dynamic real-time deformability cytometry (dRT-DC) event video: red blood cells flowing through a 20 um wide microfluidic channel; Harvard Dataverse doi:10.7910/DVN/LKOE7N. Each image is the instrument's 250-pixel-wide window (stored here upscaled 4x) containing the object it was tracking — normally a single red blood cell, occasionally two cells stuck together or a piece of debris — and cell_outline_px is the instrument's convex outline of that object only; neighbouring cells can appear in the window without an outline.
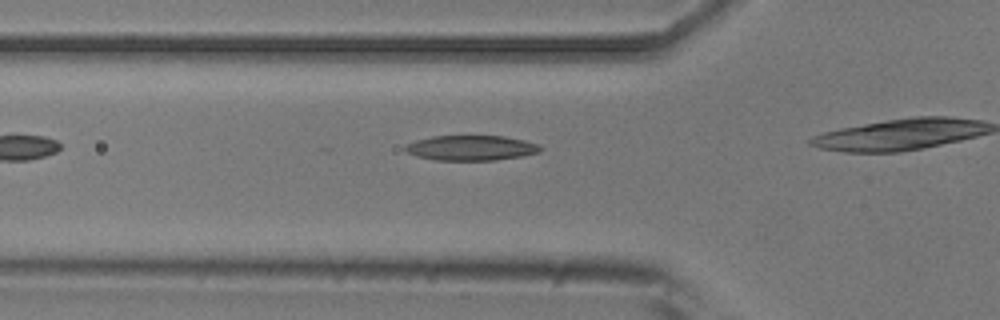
{"species": "common noctule bat (a hibernating species)", "species_latin": "Nyctalus noctula", "temperature_condition": "room temperature", "stored_images_in_passage": 7, "camera_frame_rate_fps": 3000, "um_per_image_px": 0.085, "animal": {"sex": "male", "body_mass_g": 20.5, "forearm_length_mm": 52.5}, "frame": {"image": 1, "passage_image": 2, "time_ms": 0.333, "image_size_px": [1000, 320], "cell_outline_px": [[544, 148], [540, 152], [520, 156], [496, 160], [436, 160], [416, 156], [408, 152], [404, 148], [404, 144], [416, 140], [432, 136], [504, 136], [524, 140], [540, 144]], "centroid_in_image_um": [40.06, 12.57], "position_along_channel_um": 85.7, "area_um2": 19.83}}
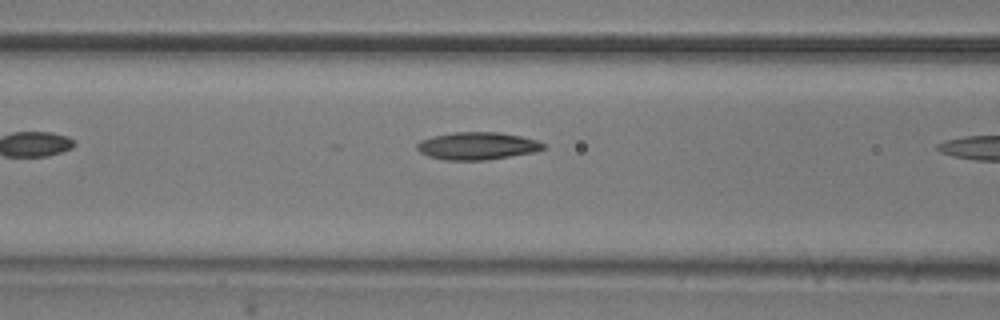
{"frame": {"image": 2, "passage_image": 5, "time_ms": 1.333, "image_size_px": [1000, 320], "cell_outline_px": [[544, 148], [536, 152], [488, 160], [444, 160], [428, 156], [420, 152], [416, 148], [416, 144], [420, 140], [432, 136], [456, 132], [500, 132], [520, 136], [536, 140], [544, 144]], "centroid_in_image_um": [40.55, 12.41], "position_along_channel_um": 126.1, "area_um2": 20.35}}